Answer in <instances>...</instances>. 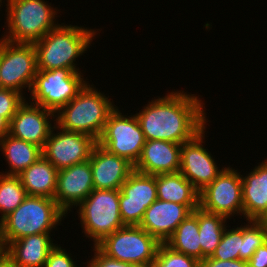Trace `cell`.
<instances>
[{
    "label": "cell",
    "instance_id": "10",
    "mask_svg": "<svg viewBox=\"0 0 267 267\" xmlns=\"http://www.w3.org/2000/svg\"><path fill=\"white\" fill-rule=\"evenodd\" d=\"M97 142L110 153L135 165L141 156L146 139L136 116L122 115L116 106L109 114L104 131Z\"/></svg>",
    "mask_w": 267,
    "mask_h": 267
},
{
    "label": "cell",
    "instance_id": "34",
    "mask_svg": "<svg viewBox=\"0 0 267 267\" xmlns=\"http://www.w3.org/2000/svg\"><path fill=\"white\" fill-rule=\"evenodd\" d=\"M201 267H248V263L241 259L223 261L207 257L201 261Z\"/></svg>",
    "mask_w": 267,
    "mask_h": 267
},
{
    "label": "cell",
    "instance_id": "16",
    "mask_svg": "<svg viewBox=\"0 0 267 267\" xmlns=\"http://www.w3.org/2000/svg\"><path fill=\"white\" fill-rule=\"evenodd\" d=\"M94 190L90 160L58 170L54 200L66 213Z\"/></svg>",
    "mask_w": 267,
    "mask_h": 267
},
{
    "label": "cell",
    "instance_id": "27",
    "mask_svg": "<svg viewBox=\"0 0 267 267\" xmlns=\"http://www.w3.org/2000/svg\"><path fill=\"white\" fill-rule=\"evenodd\" d=\"M26 196L25 188L18 176L0 173V221L13 212Z\"/></svg>",
    "mask_w": 267,
    "mask_h": 267
},
{
    "label": "cell",
    "instance_id": "31",
    "mask_svg": "<svg viewBox=\"0 0 267 267\" xmlns=\"http://www.w3.org/2000/svg\"><path fill=\"white\" fill-rule=\"evenodd\" d=\"M25 97L11 89L0 90V115L5 117L11 122L12 117L15 115L18 107L25 101Z\"/></svg>",
    "mask_w": 267,
    "mask_h": 267
},
{
    "label": "cell",
    "instance_id": "40",
    "mask_svg": "<svg viewBox=\"0 0 267 267\" xmlns=\"http://www.w3.org/2000/svg\"><path fill=\"white\" fill-rule=\"evenodd\" d=\"M3 89V86H2V82H1V79H0V90Z\"/></svg>",
    "mask_w": 267,
    "mask_h": 267
},
{
    "label": "cell",
    "instance_id": "12",
    "mask_svg": "<svg viewBox=\"0 0 267 267\" xmlns=\"http://www.w3.org/2000/svg\"><path fill=\"white\" fill-rule=\"evenodd\" d=\"M97 143L95 138L87 134L65 131L54 124L42 155L60 170L89 160Z\"/></svg>",
    "mask_w": 267,
    "mask_h": 267
},
{
    "label": "cell",
    "instance_id": "7",
    "mask_svg": "<svg viewBox=\"0 0 267 267\" xmlns=\"http://www.w3.org/2000/svg\"><path fill=\"white\" fill-rule=\"evenodd\" d=\"M160 242L139 225H126L96 247L106 256L138 267H152Z\"/></svg>",
    "mask_w": 267,
    "mask_h": 267
},
{
    "label": "cell",
    "instance_id": "13",
    "mask_svg": "<svg viewBox=\"0 0 267 267\" xmlns=\"http://www.w3.org/2000/svg\"><path fill=\"white\" fill-rule=\"evenodd\" d=\"M205 128L191 140L182 143L179 172L198 191L209 185L226 167H218L210 151L203 146Z\"/></svg>",
    "mask_w": 267,
    "mask_h": 267
},
{
    "label": "cell",
    "instance_id": "39",
    "mask_svg": "<svg viewBox=\"0 0 267 267\" xmlns=\"http://www.w3.org/2000/svg\"><path fill=\"white\" fill-rule=\"evenodd\" d=\"M260 221L267 224V214Z\"/></svg>",
    "mask_w": 267,
    "mask_h": 267
},
{
    "label": "cell",
    "instance_id": "22",
    "mask_svg": "<svg viewBox=\"0 0 267 267\" xmlns=\"http://www.w3.org/2000/svg\"><path fill=\"white\" fill-rule=\"evenodd\" d=\"M58 170L43 155L17 175L27 195L54 199Z\"/></svg>",
    "mask_w": 267,
    "mask_h": 267
},
{
    "label": "cell",
    "instance_id": "18",
    "mask_svg": "<svg viewBox=\"0 0 267 267\" xmlns=\"http://www.w3.org/2000/svg\"><path fill=\"white\" fill-rule=\"evenodd\" d=\"M192 212L186 205L157 199L146 209L139 226L160 243H165Z\"/></svg>",
    "mask_w": 267,
    "mask_h": 267
},
{
    "label": "cell",
    "instance_id": "4",
    "mask_svg": "<svg viewBox=\"0 0 267 267\" xmlns=\"http://www.w3.org/2000/svg\"><path fill=\"white\" fill-rule=\"evenodd\" d=\"M66 216L54 199L27 195L13 212L0 221L2 245L5 248L25 236L50 233Z\"/></svg>",
    "mask_w": 267,
    "mask_h": 267
},
{
    "label": "cell",
    "instance_id": "41",
    "mask_svg": "<svg viewBox=\"0 0 267 267\" xmlns=\"http://www.w3.org/2000/svg\"><path fill=\"white\" fill-rule=\"evenodd\" d=\"M3 0H0V7L3 5L2 3H4V1L2 2Z\"/></svg>",
    "mask_w": 267,
    "mask_h": 267
},
{
    "label": "cell",
    "instance_id": "30",
    "mask_svg": "<svg viewBox=\"0 0 267 267\" xmlns=\"http://www.w3.org/2000/svg\"><path fill=\"white\" fill-rule=\"evenodd\" d=\"M152 267H201V262L160 243Z\"/></svg>",
    "mask_w": 267,
    "mask_h": 267
},
{
    "label": "cell",
    "instance_id": "17",
    "mask_svg": "<svg viewBox=\"0 0 267 267\" xmlns=\"http://www.w3.org/2000/svg\"><path fill=\"white\" fill-rule=\"evenodd\" d=\"M89 160L94 189H121L122 184L135 171L131 162L110 153L98 143Z\"/></svg>",
    "mask_w": 267,
    "mask_h": 267
},
{
    "label": "cell",
    "instance_id": "1",
    "mask_svg": "<svg viewBox=\"0 0 267 267\" xmlns=\"http://www.w3.org/2000/svg\"><path fill=\"white\" fill-rule=\"evenodd\" d=\"M198 97L176 90L148 101L142 111L135 114L146 141L182 144L191 140L209 122L205 103Z\"/></svg>",
    "mask_w": 267,
    "mask_h": 267
},
{
    "label": "cell",
    "instance_id": "21",
    "mask_svg": "<svg viewBox=\"0 0 267 267\" xmlns=\"http://www.w3.org/2000/svg\"><path fill=\"white\" fill-rule=\"evenodd\" d=\"M241 177L243 219L260 221L267 214V159Z\"/></svg>",
    "mask_w": 267,
    "mask_h": 267
},
{
    "label": "cell",
    "instance_id": "23",
    "mask_svg": "<svg viewBox=\"0 0 267 267\" xmlns=\"http://www.w3.org/2000/svg\"><path fill=\"white\" fill-rule=\"evenodd\" d=\"M156 187L159 200L183 204L192 211L199 207V192L180 172L156 175Z\"/></svg>",
    "mask_w": 267,
    "mask_h": 267
},
{
    "label": "cell",
    "instance_id": "35",
    "mask_svg": "<svg viewBox=\"0 0 267 267\" xmlns=\"http://www.w3.org/2000/svg\"><path fill=\"white\" fill-rule=\"evenodd\" d=\"M248 267H267V241L247 261Z\"/></svg>",
    "mask_w": 267,
    "mask_h": 267
},
{
    "label": "cell",
    "instance_id": "33",
    "mask_svg": "<svg viewBox=\"0 0 267 267\" xmlns=\"http://www.w3.org/2000/svg\"><path fill=\"white\" fill-rule=\"evenodd\" d=\"M94 256L87 261V267H138L132 263L112 259L93 246Z\"/></svg>",
    "mask_w": 267,
    "mask_h": 267
},
{
    "label": "cell",
    "instance_id": "5",
    "mask_svg": "<svg viewBox=\"0 0 267 267\" xmlns=\"http://www.w3.org/2000/svg\"><path fill=\"white\" fill-rule=\"evenodd\" d=\"M6 28L2 39L13 43L34 44L59 24L57 7L45 0H4ZM57 21V22H56Z\"/></svg>",
    "mask_w": 267,
    "mask_h": 267
},
{
    "label": "cell",
    "instance_id": "9",
    "mask_svg": "<svg viewBox=\"0 0 267 267\" xmlns=\"http://www.w3.org/2000/svg\"><path fill=\"white\" fill-rule=\"evenodd\" d=\"M37 72L34 44L13 43L0 38V79L5 89L15 90L23 96L31 91Z\"/></svg>",
    "mask_w": 267,
    "mask_h": 267
},
{
    "label": "cell",
    "instance_id": "3",
    "mask_svg": "<svg viewBox=\"0 0 267 267\" xmlns=\"http://www.w3.org/2000/svg\"><path fill=\"white\" fill-rule=\"evenodd\" d=\"M105 95L87 82L75 98L56 112L53 123L59 129L87 134L98 141L109 114L116 108Z\"/></svg>",
    "mask_w": 267,
    "mask_h": 267
},
{
    "label": "cell",
    "instance_id": "15",
    "mask_svg": "<svg viewBox=\"0 0 267 267\" xmlns=\"http://www.w3.org/2000/svg\"><path fill=\"white\" fill-rule=\"evenodd\" d=\"M53 119V111L25 99L11 119L9 134L43 149L54 126L51 124Z\"/></svg>",
    "mask_w": 267,
    "mask_h": 267
},
{
    "label": "cell",
    "instance_id": "6",
    "mask_svg": "<svg viewBox=\"0 0 267 267\" xmlns=\"http://www.w3.org/2000/svg\"><path fill=\"white\" fill-rule=\"evenodd\" d=\"M120 189H94L78 207L86 238L96 246L109 234L126 226L119 209Z\"/></svg>",
    "mask_w": 267,
    "mask_h": 267
},
{
    "label": "cell",
    "instance_id": "25",
    "mask_svg": "<svg viewBox=\"0 0 267 267\" xmlns=\"http://www.w3.org/2000/svg\"><path fill=\"white\" fill-rule=\"evenodd\" d=\"M198 228V208L189 214L176 228L165 244L201 262V245Z\"/></svg>",
    "mask_w": 267,
    "mask_h": 267
},
{
    "label": "cell",
    "instance_id": "2",
    "mask_svg": "<svg viewBox=\"0 0 267 267\" xmlns=\"http://www.w3.org/2000/svg\"><path fill=\"white\" fill-rule=\"evenodd\" d=\"M97 32L99 34L96 28L94 30L84 26L59 23L55 29L34 43L37 70L67 68L81 72L75 63L76 58L86 53Z\"/></svg>",
    "mask_w": 267,
    "mask_h": 267
},
{
    "label": "cell",
    "instance_id": "37",
    "mask_svg": "<svg viewBox=\"0 0 267 267\" xmlns=\"http://www.w3.org/2000/svg\"><path fill=\"white\" fill-rule=\"evenodd\" d=\"M0 267H16V266L5 254H3L0 257Z\"/></svg>",
    "mask_w": 267,
    "mask_h": 267
},
{
    "label": "cell",
    "instance_id": "32",
    "mask_svg": "<svg viewBox=\"0 0 267 267\" xmlns=\"http://www.w3.org/2000/svg\"><path fill=\"white\" fill-rule=\"evenodd\" d=\"M71 253L56 245L49 253L44 267H77Z\"/></svg>",
    "mask_w": 267,
    "mask_h": 267
},
{
    "label": "cell",
    "instance_id": "19",
    "mask_svg": "<svg viewBox=\"0 0 267 267\" xmlns=\"http://www.w3.org/2000/svg\"><path fill=\"white\" fill-rule=\"evenodd\" d=\"M181 145L163 140H147L134 170L146 175L179 172Z\"/></svg>",
    "mask_w": 267,
    "mask_h": 267
},
{
    "label": "cell",
    "instance_id": "14",
    "mask_svg": "<svg viewBox=\"0 0 267 267\" xmlns=\"http://www.w3.org/2000/svg\"><path fill=\"white\" fill-rule=\"evenodd\" d=\"M158 199L156 175L134 171L120 189L119 209L125 225H139L146 209Z\"/></svg>",
    "mask_w": 267,
    "mask_h": 267
},
{
    "label": "cell",
    "instance_id": "28",
    "mask_svg": "<svg viewBox=\"0 0 267 267\" xmlns=\"http://www.w3.org/2000/svg\"><path fill=\"white\" fill-rule=\"evenodd\" d=\"M211 258L217 260H243V225L232 229H225L219 245Z\"/></svg>",
    "mask_w": 267,
    "mask_h": 267
},
{
    "label": "cell",
    "instance_id": "8",
    "mask_svg": "<svg viewBox=\"0 0 267 267\" xmlns=\"http://www.w3.org/2000/svg\"><path fill=\"white\" fill-rule=\"evenodd\" d=\"M82 72L72 69L58 68L53 70H37L30 91L32 103L56 112L76 97L77 93L88 82Z\"/></svg>",
    "mask_w": 267,
    "mask_h": 267
},
{
    "label": "cell",
    "instance_id": "26",
    "mask_svg": "<svg viewBox=\"0 0 267 267\" xmlns=\"http://www.w3.org/2000/svg\"><path fill=\"white\" fill-rule=\"evenodd\" d=\"M226 217L212 214L198 207V228L201 245V261L211 257L220 243L227 225Z\"/></svg>",
    "mask_w": 267,
    "mask_h": 267
},
{
    "label": "cell",
    "instance_id": "36",
    "mask_svg": "<svg viewBox=\"0 0 267 267\" xmlns=\"http://www.w3.org/2000/svg\"><path fill=\"white\" fill-rule=\"evenodd\" d=\"M10 131V122L0 115V139L7 135Z\"/></svg>",
    "mask_w": 267,
    "mask_h": 267
},
{
    "label": "cell",
    "instance_id": "11",
    "mask_svg": "<svg viewBox=\"0 0 267 267\" xmlns=\"http://www.w3.org/2000/svg\"><path fill=\"white\" fill-rule=\"evenodd\" d=\"M199 207L206 212L222 215L229 220L236 215L242 218L241 172L227 166L199 192Z\"/></svg>",
    "mask_w": 267,
    "mask_h": 267
},
{
    "label": "cell",
    "instance_id": "29",
    "mask_svg": "<svg viewBox=\"0 0 267 267\" xmlns=\"http://www.w3.org/2000/svg\"><path fill=\"white\" fill-rule=\"evenodd\" d=\"M243 225V260L248 261L256 249L267 241V224L247 220Z\"/></svg>",
    "mask_w": 267,
    "mask_h": 267
},
{
    "label": "cell",
    "instance_id": "20",
    "mask_svg": "<svg viewBox=\"0 0 267 267\" xmlns=\"http://www.w3.org/2000/svg\"><path fill=\"white\" fill-rule=\"evenodd\" d=\"M51 233L28 235L12 241L4 254L16 267H44L50 251L57 245Z\"/></svg>",
    "mask_w": 267,
    "mask_h": 267
},
{
    "label": "cell",
    "instance_id": "24",
    "mask_svg": "<svg viewBox=\"0 0 267 267\" xmlns=\"http://www.w3.org/2000/svg\"><path fill=\"white\" fill-rule=\"evenodd\" d=\"M0 150L6 157L8 171L4 175H19L42 156V148L30 142L13 137L9 133L0 139Z\"/></svg>",
    "mask_w": 267,
    "mask_h": 267
},
{
    "label": "cell",
    "instance_id": "38",
    "mask_svg": "<svg viewBox=\"0 0 267 267\" xmlns=\"http://www.w3.org/2000/svg\"><path fill=\"white\" fill-rule=\"evenodd\" d=\"M4 254V247L2 245L1 239H0V257Z\"/></svg>",
    "mask_w": 267,
    "mask_h": 267
}]
</instances>
